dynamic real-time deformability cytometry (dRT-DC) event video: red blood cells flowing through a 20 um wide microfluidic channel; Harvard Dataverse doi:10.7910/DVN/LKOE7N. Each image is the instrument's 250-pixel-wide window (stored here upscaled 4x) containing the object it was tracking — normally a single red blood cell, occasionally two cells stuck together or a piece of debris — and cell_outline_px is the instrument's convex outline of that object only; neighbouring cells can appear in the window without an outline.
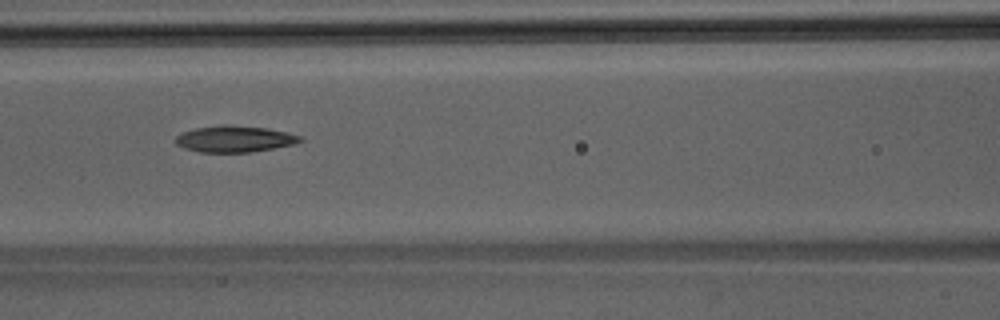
{"species": "Egyptian fruit bat (a non-hibernating species)", "species_latin": "Rousettus aegyptiacus", "temperature_condition": "room temperature", "stored_images_in_passage": 3, "camera_frame_rate_fps": 3000, "um_per_image_px": 0.085, "animal": {"sex": "male"}, "frame": {"image": 1, "passage_image": 3, "time_ms": 0.667, "image_size_px": [1000, 320], "cell_outline_px": [[304, 140], [292, 144], [252, 152], [200, 152], [184, 148], [176, 144], [176, 136], [184, 132], [196, 128], [220, 124], [228, 124], [268, 128], [288, 132], [300, 136]], "centroid_in_image_um": [19.94, 11.8], "position_along_channel_um": 146.7, "area_um2": 19.13}}